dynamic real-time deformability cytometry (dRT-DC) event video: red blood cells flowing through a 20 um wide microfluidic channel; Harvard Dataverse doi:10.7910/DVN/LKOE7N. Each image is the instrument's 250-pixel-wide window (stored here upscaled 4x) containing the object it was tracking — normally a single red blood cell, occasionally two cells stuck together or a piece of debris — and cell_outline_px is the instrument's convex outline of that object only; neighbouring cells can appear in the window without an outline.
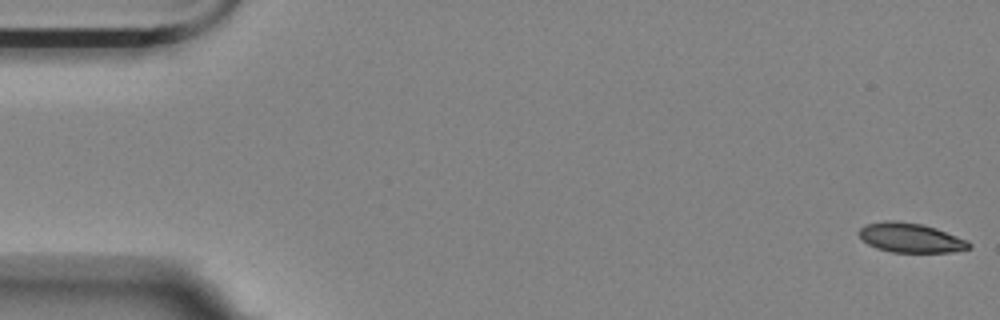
{"species": "Egyptian fruit bat (a non-hibernating species)", "species_latin": "Rousettus aegyptiacus", "temperature_condition": "room temperature", "stored_images_in_passage": 21, "camera_frame_rate_fps": 3000, "um_per_image_px": 0.085, "animal": {"sex": "female"}, "frame": {"image": 1, "passage_image": 1, "time_ms": 0.0, "image_size_px": [1000, 320], "cell_outline_px": [[972, 248], [952, 252], [892, 252], [876, 248], [868, 244], [856, 232], [864, 224], [884, 220], [896, 220], [920, 224], [936, 228], [968, 240], [972, 244]], "centroid_in_image_um": [77.39, 20.2], "position_along_channel_um": 7.6, "area_um2": 19.07}}
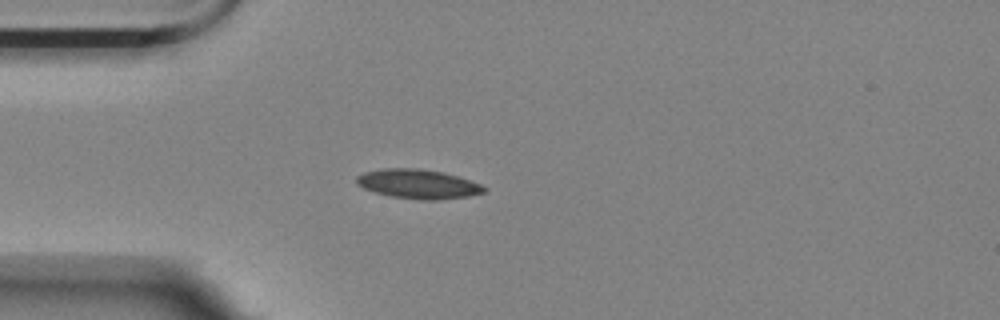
{"frame": {"image": 2, "passage_image": 15, "time_ms": 4.667, "image_size_px": [1000, 320], "cell_outline_px": [[488, 188], [484, 192], [468, 196], [436, 200], [420, 200], [392, 196], [376, 192], [364, 188], [356, 184], [356, 176], [364, 172], [384, 168], [416, 168], [444, 172], [480, 184]], "centroid_in_image_um": [35.52, 15.63], "position_along_channel_um": 49.5, "area_um2": 21.62}}
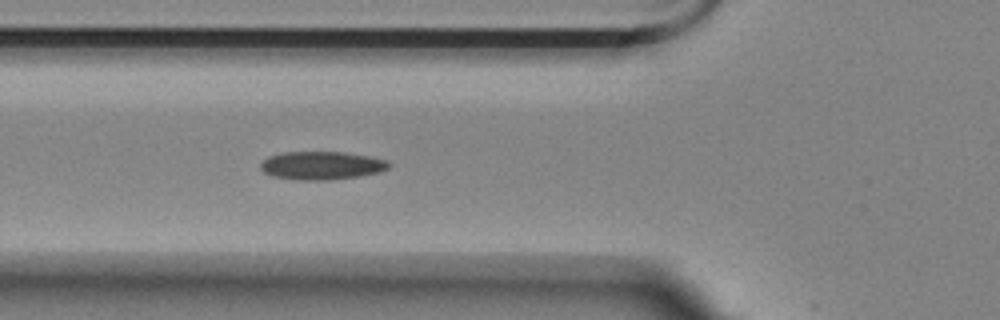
{"frame": {"image": 3, "passage_image": 20, "time_ms": 6.333, "image_size_px": [1000, 320], "cell_outline_px": [[392, 164], [388, 168], [380, 172], [360, 176], [328, 180], [300, 180], [272, 176], [264, 172], [260, 168], [260, 164], [268, 156], [284, 152], [344, 152], [368, 156], [388, 160]], "centroid_in_image_um": [27.36, 14.07], "position_along_channel_um": 98.4, "area_um2": 21.15}}